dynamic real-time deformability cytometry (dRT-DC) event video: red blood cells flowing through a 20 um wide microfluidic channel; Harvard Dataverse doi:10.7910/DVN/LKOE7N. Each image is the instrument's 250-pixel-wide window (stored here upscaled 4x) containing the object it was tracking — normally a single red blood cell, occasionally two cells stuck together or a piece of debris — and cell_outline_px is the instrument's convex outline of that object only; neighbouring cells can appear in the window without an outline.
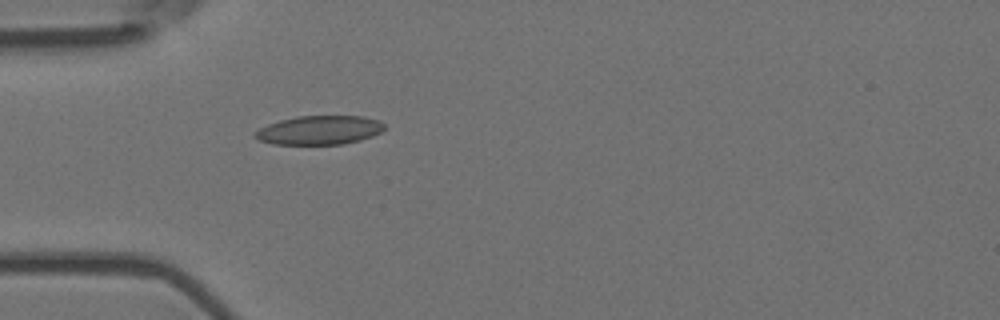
{"species": "Egyptian fruit bat (a non-hibernating species)", "species_latin": "Rousettus aegyptiacus", "temperature_condition": "room temperature", "stored_images_in_passage": 5, "camera_frame_rate_fps": 3000, "um_per_image_px": 0.085, "animal": {"sex": "female"}, "frame": {"image": 1, "passage_image": 5, "time_ms": 1.333, "image_size_px": [1000, 320], "cell_outline_px": [[384, 128], [380, 132], [372, 136], [360, 140], [344, 144], [272, 144], [260, 140], [252, 136], [252, 132], [268, 124], [280, 120], [296, 116], [364, 116], [380, 120], [384, 124]], "centroid_in_image_um": [27.13, 11.06], "position_along_channel_um": 57.9, "area_um2": 21.91}}